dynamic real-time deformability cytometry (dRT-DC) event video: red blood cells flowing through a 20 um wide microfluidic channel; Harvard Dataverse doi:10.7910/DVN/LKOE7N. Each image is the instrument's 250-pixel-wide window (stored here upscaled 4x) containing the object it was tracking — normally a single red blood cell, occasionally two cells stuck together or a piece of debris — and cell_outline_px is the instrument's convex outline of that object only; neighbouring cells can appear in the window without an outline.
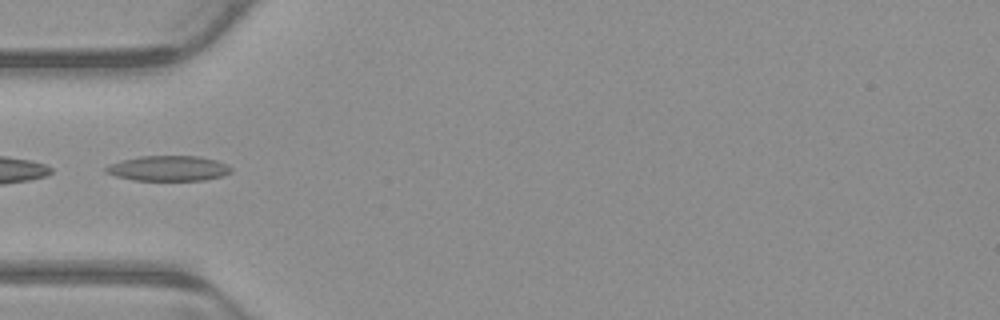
{"species": "common noctule bat (a hibernating species)", "species_latin": "Nyctalus noctula", "temperature_condition": "warm", "stored_images_in_passage": 3, "camera_frame_rate_fps": 3000, "um_per_image_px": 0.085, "animal": {"sex": "male", "body_mass_g": 23.1, "forearm_length_mm": 52.7}, "frame": {"image": 1, "passage_image": 2, "time_ms": 0.333, "image_size_px": [1000, 320], "cell_outline_px": [[232, 172], [224, 176], [204, 180], [136, 180], [116, 176], [104, 172], [104, 168], [112, 164], [124, 160], [140, 156], [200, 156], [216, 160], [228, 164], [232, 168]], "centroid_in_image_um": [14.38, 14.31], "position_along_channel_um": 70.6, "area_um2": 18.38}}
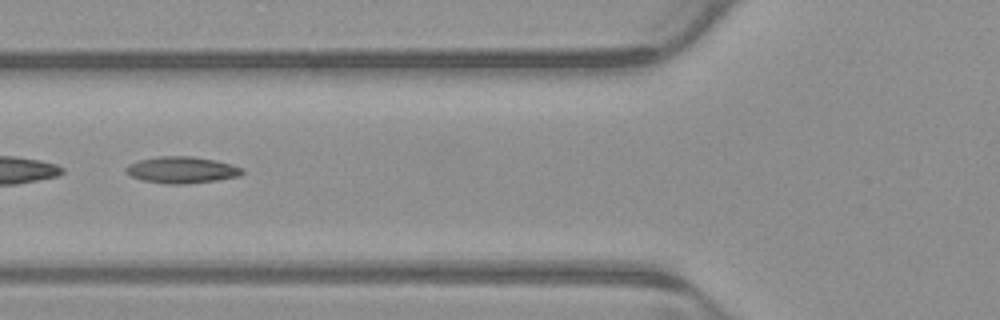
{"frame": {"image": 2, "passage_image": 3, "time_ms": 0.667, "image_size_px": [1000, 320], "cell_outline_px": [[244, 172], [240, 176], [216, 180], [184, 184], [164, 184], [144, 180], [132, 176], [124, 172], [124, 168], [128, 164], [140, 160], [156, 156], [192, 156], [216, 160], [232, 164], [244, 168]], "centroid_in_image_um": [15.46, 14.43], "position_along_channel_um": 110.3, "area_um2": 18.15}}